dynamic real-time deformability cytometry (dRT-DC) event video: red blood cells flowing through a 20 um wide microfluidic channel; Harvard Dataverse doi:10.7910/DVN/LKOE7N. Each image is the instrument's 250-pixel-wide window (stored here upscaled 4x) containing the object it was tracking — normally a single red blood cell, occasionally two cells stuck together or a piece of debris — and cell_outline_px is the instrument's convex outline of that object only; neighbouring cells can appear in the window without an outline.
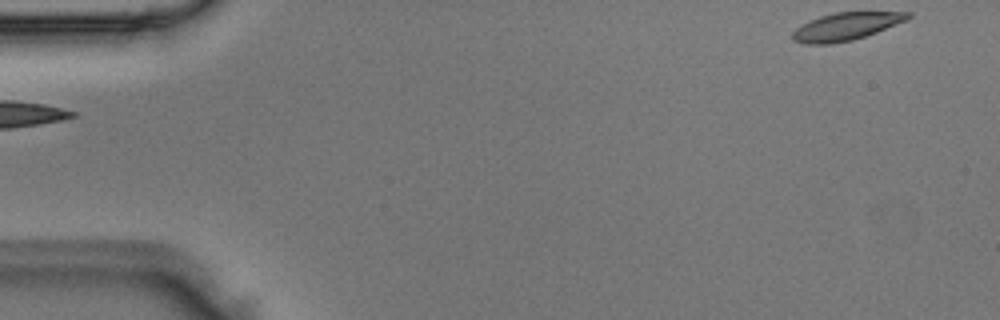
{"species": "Egyptian fruit bat (a non-hibernating species)", "species_latin": "Rousettus aegyptiacus", "temperature_condition": "room temperature", "stored_images_in_passage": 2, "segment_of_instrument_passage": [2, 2], "camera_frame_rate_fps": 3000, "um_per_image_px": 0.085, "animal": {"sex": "male"}, "frame": {"image": 1, "passage_image": 2, "time_ms": 0.333, "image_size_px": [1000, 320], "cell_outline_px": [[912, 16], [908, 20], [876, 32], [852, 40], [832, 44], [804, 44], [792, 40], [792, 32], [796, 28], [820, 16], [836, 12], [912, 12]], "centroid_in_image_um": [71.92, 2.25], "position_along_channel_um": 13.1, "area_um2": 18.5}}